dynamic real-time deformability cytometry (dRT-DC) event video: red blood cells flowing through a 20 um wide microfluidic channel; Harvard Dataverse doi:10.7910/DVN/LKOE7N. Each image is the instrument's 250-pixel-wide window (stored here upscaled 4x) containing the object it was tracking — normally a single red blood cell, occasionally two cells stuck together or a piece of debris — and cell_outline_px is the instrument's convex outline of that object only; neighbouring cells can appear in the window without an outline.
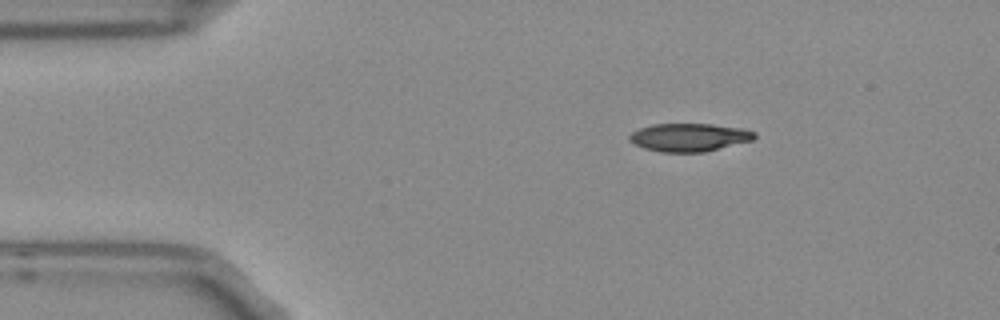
{"species": "Egyptian fruit bat (a non-hibernating species)", "species_latin": "Rousettus aegyptiacus", "temperature_condition": "room temperature", "stored_images_in_passage": 6, "camera_frame_rate_fps": 3000, "um_per_image_px": 0.085, "frame": {"image": 1, "passage_image": 1, "time_ms": 0.0, "image_size_px": [1000, 320], "cell_outline_px": [[756, 136], [752, 140], [704, 152], [660, 152], [644, 148], [628, 140], [628, 136], [632, 132], [640, 128], [652, 124], [712, 124], [740, 128], [756, 132]], "centroid_in_image_um": [58.56, 11.67], "position_along_channel_um": 26.4, "area_um2": 20.35}}
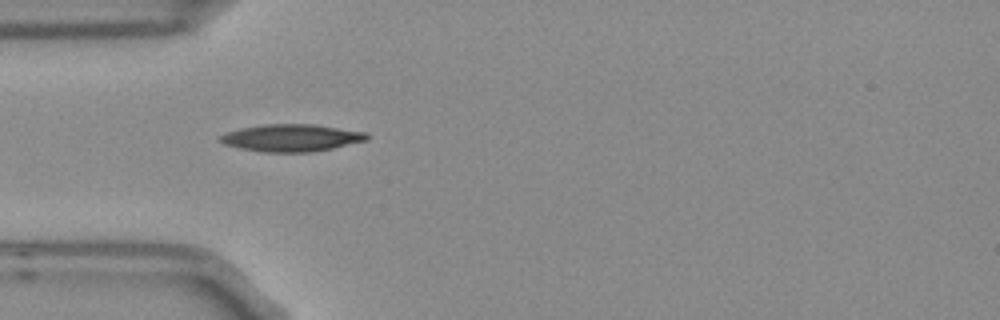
{"frame": {"image": 2, "passage_image": 3, "time_ms": 0.667, "image_size_px": [1000, 320], "cell_outline_px": [[368, 140], [332, 148], [312, 152], [264, 152], [240, 148], [224, 144], [216, 140], [220, 136], [228, 132], [240, 128], [264, 124], [316, 124], [368, 132]], "centroid_in_image_um": [24.78, 11.71], "position_along_channel_um": 60.2, "area_um2": 23.41}}
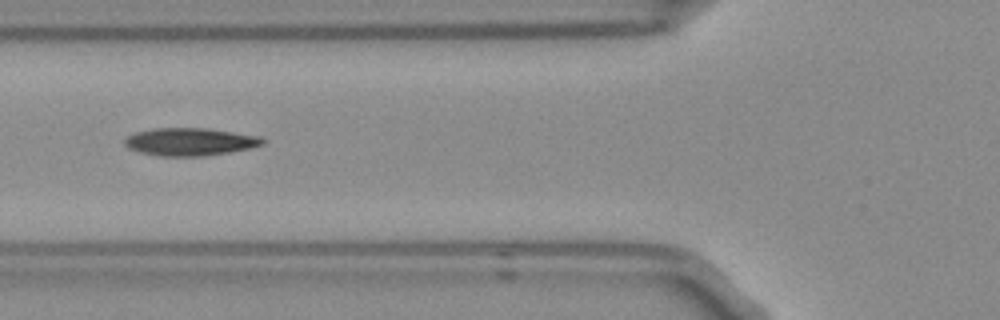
{"frame": {"image": 3, "passage_image": 4, "time_ms": 1.0, "image_size_px": [1000, 320], "cell_outline_px": [[264, 144], [248, 148], [228, 152], [200, 156], [160, 156], [140, 152], [128, 148], [124, 144], [124, 140], [128, 136], [136, 132], [152, 128], [208, 128], [260, 136], [264, 140]], "centroid_in_image_um": [16.12, 12.04], "position_along_channel_um": 109.7, "area_um2": 22.14}}